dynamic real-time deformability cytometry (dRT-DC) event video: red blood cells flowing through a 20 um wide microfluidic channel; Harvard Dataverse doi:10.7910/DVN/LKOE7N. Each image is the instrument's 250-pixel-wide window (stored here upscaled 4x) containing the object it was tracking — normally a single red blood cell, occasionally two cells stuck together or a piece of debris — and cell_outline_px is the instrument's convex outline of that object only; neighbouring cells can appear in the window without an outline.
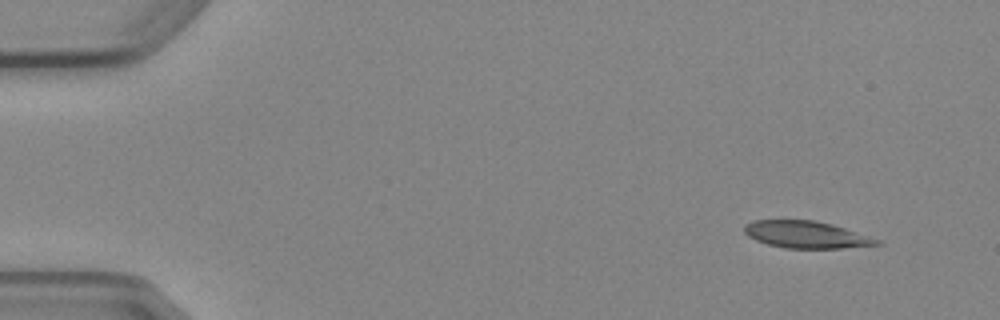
{"species": "Egyptian fruit bat (a non-hibernating species)", "species_latin": "Rousettus aegyptiacus", "temperature_condition": "cold", "stored_images_in_passage": 5, "camera_frame_rate_fps": 3000, "um_per_image_px": 0.085, "animal": {"sex": "female"}, "frame": {"image": 1, "passage_image": 1, "time_ms": 0.0, "image_size_px": [1000, 320], "cell_outline_px": [[884, 244], [840, 248], [784, 248], [768, 244], [756, 240], [748, 236], [744, 232], [744, 224], [752, 220], [816, 220], [832, 224], [880, 240]], "centroid_in_image_um": [68.49, 19.94], "position_along_channel_um": 16.5, "area_um2": 20.81}}
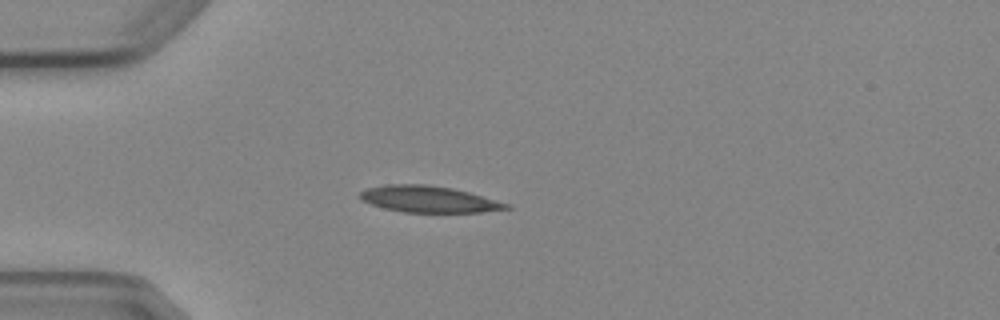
{"frame": {"image": 2, "passage_image": 4, "time_ms": 3.333, "image_size_px": [1000, 320], "cell_outline_px": [[512, 208], [480, 212], [404, 212], [384, 208], [372, 204], [364, 200], [360, 196], [360, 192], [368, 188], [388, 184], [428, 184], [452, 188], [468, 192], [512, 204]], "centroid_in_image_um": [36.5, 16.93], "position_along_channel_um": 48.5, "area_um2": 22.37}}